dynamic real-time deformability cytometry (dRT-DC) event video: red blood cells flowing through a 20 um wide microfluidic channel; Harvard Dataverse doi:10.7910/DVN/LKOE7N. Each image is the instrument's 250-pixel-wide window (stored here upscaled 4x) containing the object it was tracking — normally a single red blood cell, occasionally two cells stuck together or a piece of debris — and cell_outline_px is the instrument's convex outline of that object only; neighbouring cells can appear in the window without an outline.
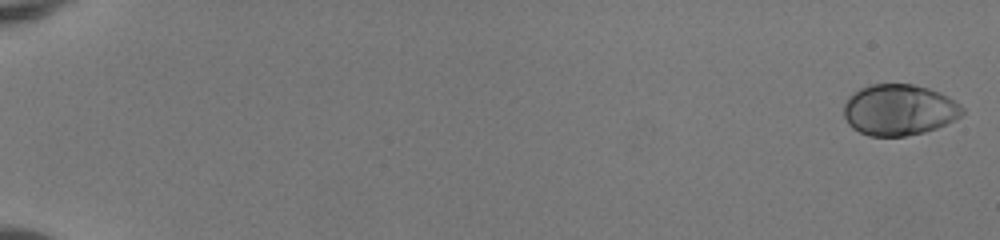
{"species": "human", "species_latin": "Homo sapiens", "temperature_condition": "room temperature", "stored_images_in_passage": 52, "camera_frame_rate_fps": 3000, "um_per_image_px": 0.085, "donor": {"sex": "female"}, "frame": {"image": 1, "passage_image": 1, "time_ms": 0.0, "image_size_px": [1000, 240], "cell_outline_px": [[964, 112], [956, 120], [936, 128], [924, 132], [904, 136], [868, 136], [852, 128], [848, 124], [844, 116], [844, 104], [848, 96], [860, 88], [872, 84], [912, 84], [928, 88], [940, 92], [948, 96], [960, 104], [964, 108]], "centroid_in_image_um": [76.42, 9.34], "position_along_channel_um": 8.6, "area_um2": 35.49}}
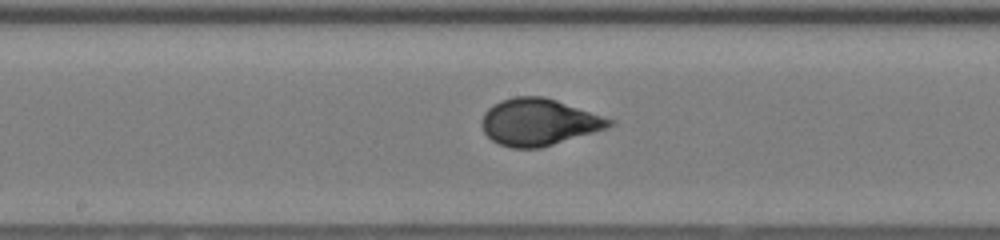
{"frame": {"image": 2, "passage_image": 30, "time_ms": 9.667, "image_size_px": [1000, 240], "cell_outline_px": [[616, 124], [608, 128], [540, 148], [512, 148], [500, 144], [492, 140], [484, 132], [480, 124], [480, 120], [484, 112], [488, 108], [500, 100], [516, 96], [544, 96], [556, 100], [612, 120]], "centroid_in_image_um": [45.75, 10.38], "position_along_channel_um": 202.5, "area_um2": 34.62}}
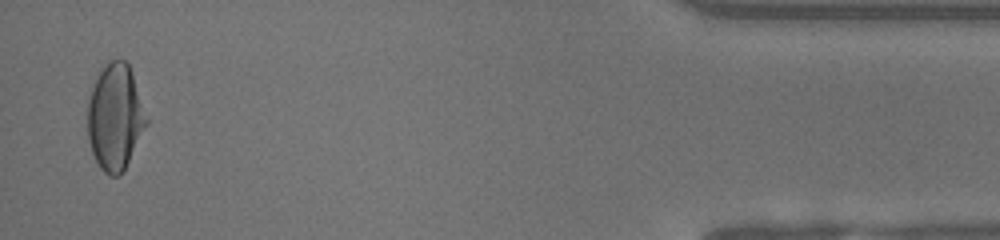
{"frame": {"image": 3, "passage_image": 51, "time_ms": 16.667, "image_size_px": [1000, 240], "cell_outline_px": [[148, 124], [120, 176], [108, 176], [100, 168], [92, 152], [88, 140], [88, 100], [92, 88], [100, 72], [112, 60], [124, 60], [128, 64], [132, 72], [148, 120]], "centroid_in_image_um": [9.79, 9.99], "position_along_channel_um": 425.4, "area_um2": 35.89}, "authors_computed_cell_mechanics": {"area_um2": 34.391, "velocity_mm_per_s": 4.1294, "shape_relaxation_time_tau1_ms": 4.9726, "shape_relaxation_time_tau2_ms": null, "deformation_change_tau1": 0.2111, "deformation_change_tau2": null}}